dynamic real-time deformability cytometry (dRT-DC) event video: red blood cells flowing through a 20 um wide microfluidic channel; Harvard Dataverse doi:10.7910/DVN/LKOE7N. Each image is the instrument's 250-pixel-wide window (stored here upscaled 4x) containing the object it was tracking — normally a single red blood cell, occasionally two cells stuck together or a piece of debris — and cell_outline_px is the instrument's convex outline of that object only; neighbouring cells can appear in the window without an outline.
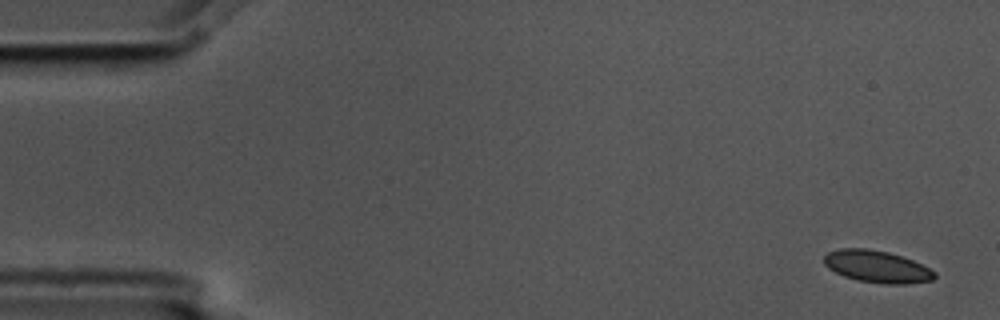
{"species": "common noctule bat (a hibernating species)", "species_latin": "Nyctalus noctula", "temperature_condition": "cold", "stored_images_in_passage": 5, "camera_frame_rate_fps": 3000, "um_per_image_px": 0.085, "animal": {"sex": "male", "body_mass_g": 17.5, "forearm_length_mm": 52.3}, "frame": {"image": 1, "passage_image": 1, "time_ms": 0.0, "image_size_px": [1000, 320], "cell_outline_px": [[936, 276], [932, 280], [908, 284], [884, 284], [860, 280], [844, 276], [828, 268], [824, 264], [824, 256], [828, 252], [840, 248], [868, 248], [888, 252], [912, 260], [936, 272]], "centroid_in_image_um": [74.53, 22.65], "position_along_channel_um": 10.5, "area_um2": 20.52}}
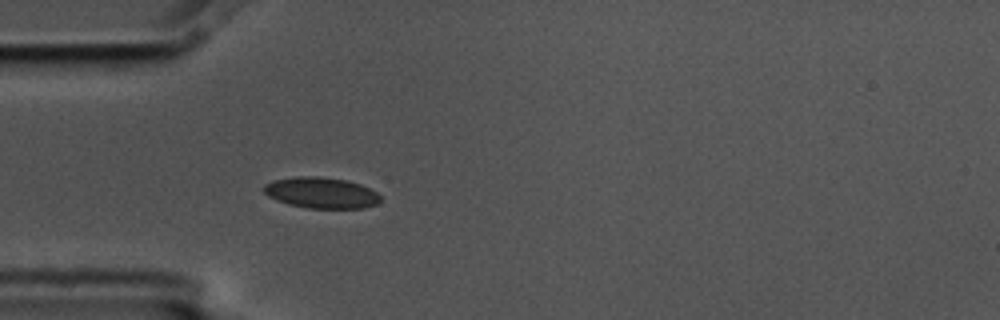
{"frame": {"image": 2, "passage_image": 5, "time_ms": 1.333, "image_size_px": [1000, 320], "cell_outline_px": [[380, 200], [376, 204], [364, 208], [308, 208], [288, 204], [276, 200], [268, 196], [264, 192], [264, 184], [272, 180], [296, 176], [320, 176], [344, 180], [360, 184], [376, 192], [380, 196]], "centroid_in_image_um": [27.27, 16.38], "position_along_channel_um": 57.7, "area_um2": 21.04}}